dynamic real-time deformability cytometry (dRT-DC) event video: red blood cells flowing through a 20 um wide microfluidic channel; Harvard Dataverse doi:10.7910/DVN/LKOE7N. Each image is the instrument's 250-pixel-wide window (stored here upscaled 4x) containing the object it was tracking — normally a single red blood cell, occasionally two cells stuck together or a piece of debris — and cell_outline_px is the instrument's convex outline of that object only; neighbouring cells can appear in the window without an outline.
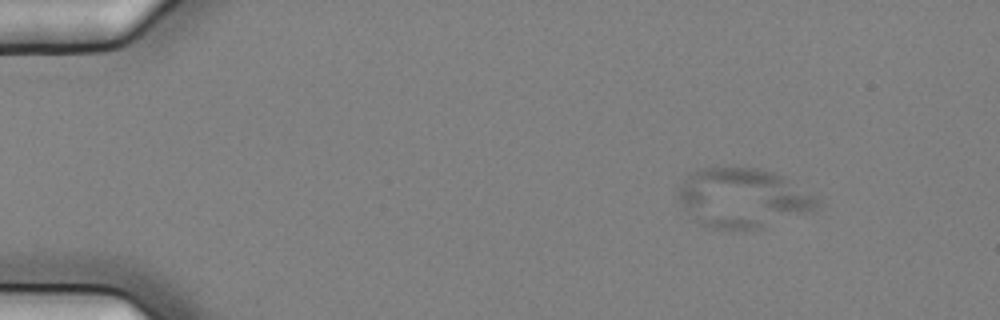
{"species": "common noctule bat (a hibernating species)", "species_latin": "Nyctalus noctula", "temperature_condition": "cold", "stored_images_in_passage": 5, "camera_frame_rate_fps": 3000, "um_per_image_px": 0.085, "animal": {"sex": "female", "body_mass_g": 25.1}, "frame": {"image": 1, "passage_image": 3, "time_ms": 0.667, "image_size_px": [1000, 320], "cell_outline_px": [[820, 204], [812, 212], [756, 228], [732, 232], [712, 228], [700, 224], [684, 208], [680, 200], [680, 188], [688, 172], [696, 168], [760, 168], [784, 176], [816, 192], [820, 196]], "centroid_in_image_um": [63.23, 16.83], "position_along_channel_um": 21.8, "area_um2": 48.73}}